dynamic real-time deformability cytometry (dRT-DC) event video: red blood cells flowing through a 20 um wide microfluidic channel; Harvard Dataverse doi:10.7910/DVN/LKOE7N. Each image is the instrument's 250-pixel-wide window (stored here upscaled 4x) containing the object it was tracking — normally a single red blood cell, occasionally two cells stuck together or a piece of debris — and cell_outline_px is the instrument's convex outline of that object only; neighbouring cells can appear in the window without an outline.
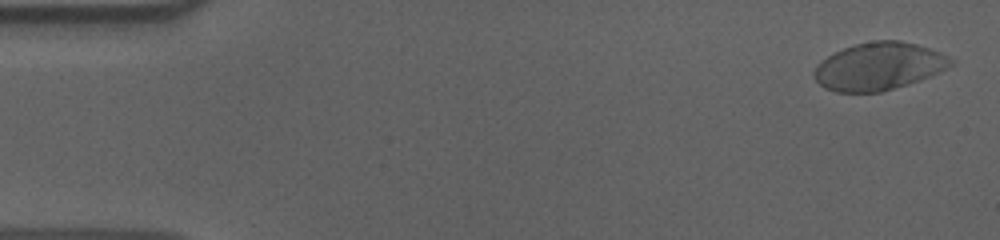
{"species": "human", "species_latin": "Homo sapiens", "temperature_condition": "cold", "stored_images_in_passage": 56, "camera_frame_rate_fps": 3000, "um_per_image_px": 0.085, "donor": {"sex": "male"}, "frame": {"image": 1, "passage_image": 2, "time_ms": 0.333, "image_size_px": [1000, 240], "cell_outline_px": [[956, 60], [952, 64], [928, 76], [880, 92], [836, 92], [824, 88], [812, 76], [812, 72], [816, 64], [820, 60], [844, 48], [856, 44], [876, 40], [900, 40], [916, 44], [940, 52]], "centroid_in_image_um": [74.63, 5.63], "position_along_channel_um": 10.4, "area_um2": 37.45}}
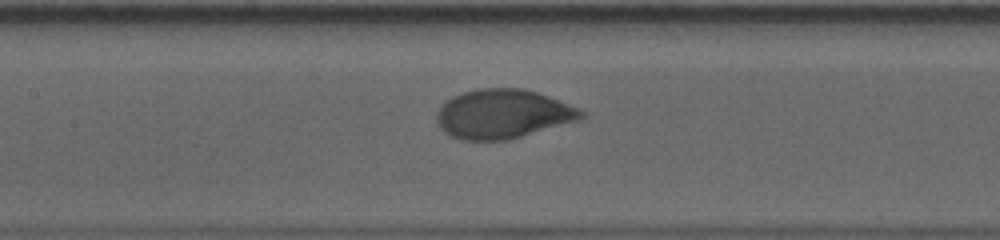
{"frame": {"image": 2, "passage_image": 26, "time_ms": 8.333, "image_size_px": [1000, 240], "cell_outline_px": [[588, 116], [580, 120], [508, 140], [460, 140], [444, 132], [440, 128], [436, 120], [436, 112], [452, 96], [464, 92], [480, 88], [524, 88], [536, 92], [580, 108], [588, 112]], "centroid_in_image_um": [42.78, 9.69], "position_along_channel_um": 164.6, "area_um2": 41.56}}
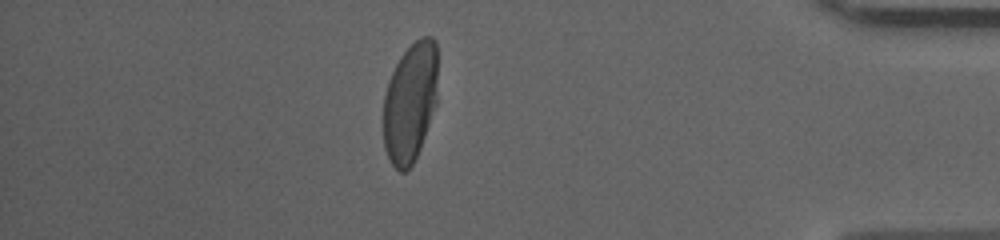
{"frame": {"image": 3, "passage_image": 49, "time_ms": 16.0, "image_size_px": [1000, 240], "cell_outline_px": [[436, 104], [420, 148], [412, 164], [404, 172], [400, 172], [392, 164], [384, 148], [384, 96], [388, 80], [400, 56], [420, 36], [432, 36], [436, 40]], "centroid_in_image_um": [34.85, 8.68], "position_along_channel_um": 400.3, "area_um2": 37.69}, "authors_computed_cell_mechanics": {"area_um2": 40.4311, "velocity_mm_per_s": 3.589, "shape_relaxation_time_tau1_ms": 3.3186, "shape_relaxation_time_tau2_ms": null, "deformation_change_tau1": 0.1703, "deformation_change_tau2": null}}